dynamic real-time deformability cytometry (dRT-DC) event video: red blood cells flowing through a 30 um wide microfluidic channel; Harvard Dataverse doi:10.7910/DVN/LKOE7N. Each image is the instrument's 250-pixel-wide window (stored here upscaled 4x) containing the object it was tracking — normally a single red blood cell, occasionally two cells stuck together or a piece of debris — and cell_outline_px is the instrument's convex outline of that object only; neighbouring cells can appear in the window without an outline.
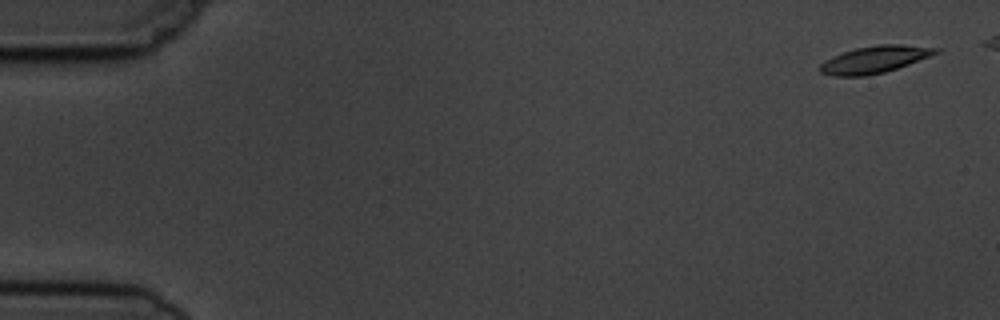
{"species": "common noctule bat (a hibernating species)", "species_latin": "Nyctalus noctula", "temperature_condition": "cold", "stored_images_in_passage": 13, "camera_frame_rate_fps": 3000, "um_per_image_px": 0.085, "animal": {"sex": "male", "body_mass_g": 19.5, "forearm_length_mm": 54.6}, "frame": {"image": 1, "passage_image": 1, "time_ms": 0.0, "image_size_px": [1000, 320], "cell_outline_px": [[940, 52], [908, 64], [884, 72], [868, 76], [832, 76], [820, 72], [820, 64], [832, 56], [856, 48], [880, 44], [900, 44], [940, 48]], "centroid_in_image_um": [74.34, 5.06], "position_along_channel_um": 10.7, "area_um2": 18.09}}
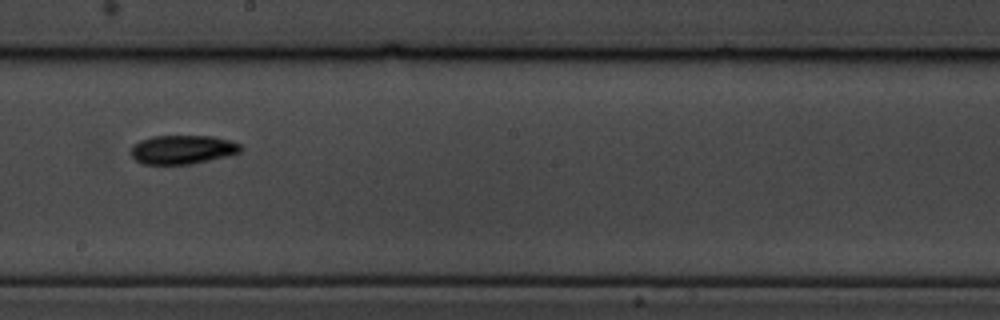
{"frame": {"image": 2, "passage_image": 9, "time_ms": 9.667, "image_size_px": [1000, 320], "cell_outline_px": [[244, 148], [240, 152], [228, 156], [192, 164], [140, 164], [128, 152], [132, 144], [140, 140], [152, 136], [212, 136], [228, 140], [240, 144]], "centroid_in_image_um": [15.48, 12.72], "position_along_channel_um": 232.7, "area_um2": 18.73}}
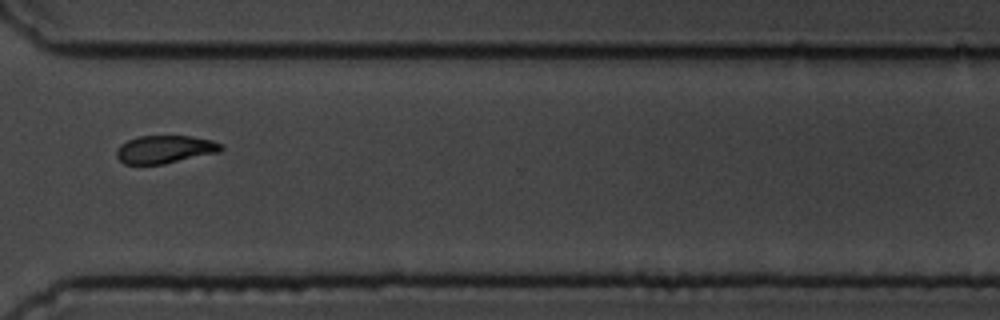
{"frame": {"image": 3, "passage_image": 12, "time_ms": 13.0, "image_size_px": [1000, 320], "cell_outline_px": [[224, 148], [220, 152], [164, 164], [124, 164], [116, 156], [116, 152], [120, 144], [128, 140], [140, 136], [192, 136], [212, 140], [224, 144]], "centroid_in_image_um": [14.05, 12.69], "position_along_channel_um": 356.5, "area_um2": 17.11}}